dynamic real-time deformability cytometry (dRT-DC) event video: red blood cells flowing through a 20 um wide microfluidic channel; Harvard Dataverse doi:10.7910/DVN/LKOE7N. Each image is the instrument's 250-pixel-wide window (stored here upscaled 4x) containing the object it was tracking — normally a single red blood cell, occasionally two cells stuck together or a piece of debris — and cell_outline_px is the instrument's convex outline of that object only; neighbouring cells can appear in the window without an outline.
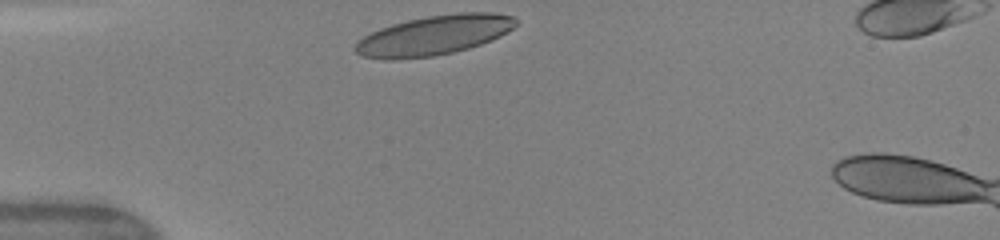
{"species": "human", "species_latin": "Homo sapiens", "temperature_condition": "warm", "stored_images_in_passage": 28, "camera_frame_rate_fps": 3000, "um_per_image_px": 0.085, "donor": {"sex": "female"}, "frame": {"image": 1, "passage_image": 1, "time_ms": 0.0, "image_size_px": [1000, 240], "cell_outline_px": [[516, 24], [512, 28], [500, 36], [492, 40], [468, 48], [452, 52], [432, 56], [392, 60], [384, 60], [360, 56], [352, 48], [356, 40], [380, 28], [392, 24], [408, 20], [428, 16], [460, 12], [492, 12], [512, 16], [516, 20]], "centroid_in_image_um": [36.83, 3.0], "position_along_channel_um": 48.2, "area_um2": 37.11}}
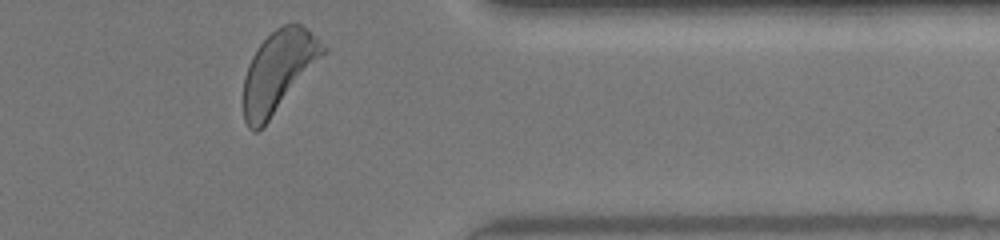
{"frame": {"image": 2, "passage_image": 28, "time_ms": 9.0, "image_size_px": [1000, 240], "cell_outline_px": [[328, 52], [268, 120], [256, 132], [252, 132], [248, 128], [244, 120], [244, 76], [248, 64], [256, 48], [276, 28], [284, 24], [300, 24], [308, 28], [328, 48]], "centroid_in_image_um": [23.69, 6.02], "position_along_channel_um": 387.7, "area_um2": 37.34}, "authors_computed_cell_mechanics": {"area_um2": 36.5874, "velocity_mm_per_s": 4.1228, "shape_relaxation_time_tau1_ms": 2.2857, "shape_relaxation_time_tau2_ms": 0.6867, "deformation_change_tau1": 0.1331, "deformation_change_tau2": 0.0742}}